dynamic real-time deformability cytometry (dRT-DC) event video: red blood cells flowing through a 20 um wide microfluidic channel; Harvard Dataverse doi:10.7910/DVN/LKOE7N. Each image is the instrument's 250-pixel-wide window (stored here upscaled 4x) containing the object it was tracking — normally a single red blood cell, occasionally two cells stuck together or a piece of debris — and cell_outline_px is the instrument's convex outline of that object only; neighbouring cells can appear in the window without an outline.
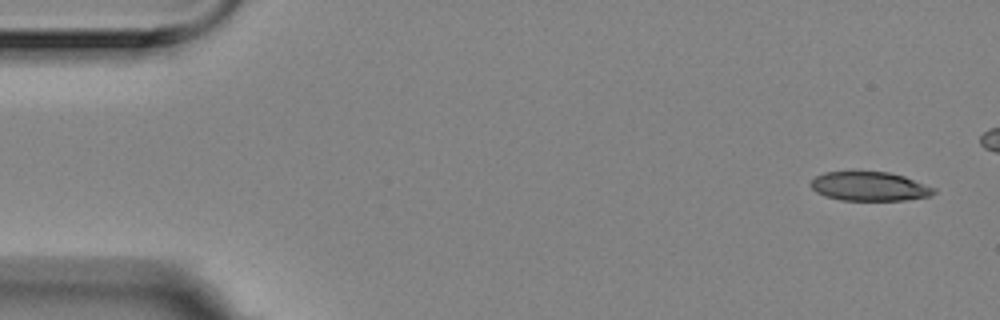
{"species": "Egyptian fruit bat (a non-hibernating species)", "species_latin": "Rousettus aegyptiacus", "temperature_condition": "room temperature", "stored_images_in_passage": 7, "camera_frame_rate_fps": 3000, "um_per_image_px": 0.085, "animal": {"sex": "female"}, "frame": {"image": 1, "passage_image": 1, "time_ms": 0.0, "image_size_px": [1000, 320], "cell_outline_px": [[936, 192], [932, 196], [904, 200], [840, 200], [824, 196], [816, 192], [808, 184], [816, 176], [824, 172], [856, 168], [888, 172], [904, 176], [936, 188]], "centroid_in_image_um": [73.86, 15.79], "position_along_channel_um": 11.1, "area_um2": 21.85}}
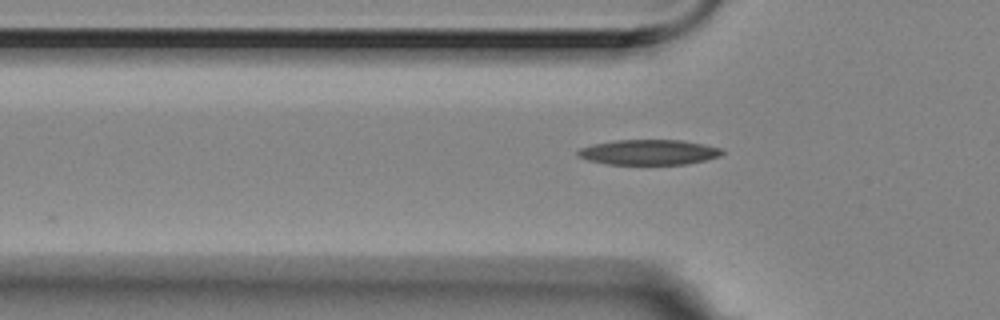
{"frame": {"image": 2, "passage_image": 7, "time_ms": 2.0, "image_size_px": [1000, 320], "cell_outline_px": [[724, 152], [720, 156], [688, 164], [604, 164], [588, 160], [576, 156], [576, 152], [580, 148], [592, 144], [616, 140], [680, 140], [704, 144], [720, 148]], "centroid_in_image_um": [55.11, 12.94], "position_along_channel_um": 70.7, "area_um2": 21.21}}